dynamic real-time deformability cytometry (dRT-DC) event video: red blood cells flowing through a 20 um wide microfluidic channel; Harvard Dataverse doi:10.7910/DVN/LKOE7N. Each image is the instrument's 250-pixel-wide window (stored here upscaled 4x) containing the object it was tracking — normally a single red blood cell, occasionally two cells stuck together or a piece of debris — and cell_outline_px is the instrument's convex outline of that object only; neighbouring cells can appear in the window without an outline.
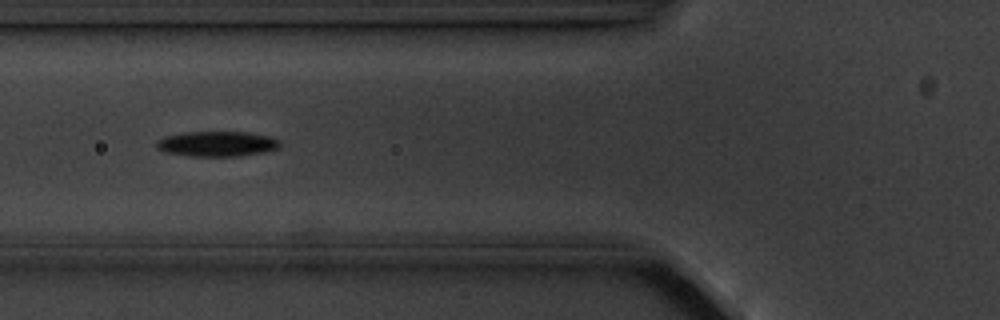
{"species": "common noctule bat (a hibernating species)", "species_latin": "Nyctalus noctula", "temperature_condition": "cold", "stored_images_in_passage": 7, "camera_frame_rate_fps": 3000, "um_per_image_px": 0.085, "animal": {"sex": "male", "body_mass_g": 20.1, "forearm_length_mm": 53.5}, "frame": {"image": 1, "passage_image": 5, "time_ms": 4.667, "image_size_px": [1000, 320], "cell_outline_px": [[280, 148], [264, 152], [240, 156], [188, 156], [168, 152], [160, 148], [156, 144], [156, 140], [164, 136], [184, 132], [248, 132], [272, 136], [280, 140]], "centroid_in_image_um": [18.51, 12.22], "position_along_channel_um": 107.3, "area_um2": 18.21}}